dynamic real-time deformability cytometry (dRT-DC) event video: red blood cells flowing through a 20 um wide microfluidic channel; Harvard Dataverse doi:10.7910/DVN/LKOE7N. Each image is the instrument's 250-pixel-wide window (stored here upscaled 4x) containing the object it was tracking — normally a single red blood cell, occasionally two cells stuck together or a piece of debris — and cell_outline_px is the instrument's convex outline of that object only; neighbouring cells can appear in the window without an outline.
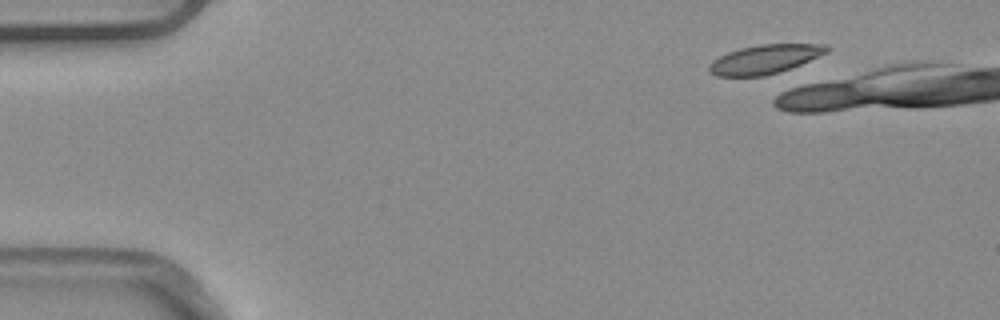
{"species": "common noctule bat (a hibernating species)", "species_latin": "Nyctalus noctula", "temperature_condition": "warm", "stored_images_in_passage": 6, "camera_frame_rate_fps": 3000, "um_per_image_px": 0.085, "animal": {"sex": "male", "body_mass_g": 20.4}, "frame": {"image": 1, "passage_image": 1, "time_ms": 0.0, "image_size_px": [1000, 320], "cell_outline_px": [[828, 52], [800, 64], [780, 72], [764, 76], [716, 76], [708, 72], [708, 64], [712, 60], [728, 52], [740, 48], [760, 44], [828, 44]], "centroid_in_image_um": [64.97, 5.04], "position_along_channel_um": 20.0, "area_um2": 19.88}}